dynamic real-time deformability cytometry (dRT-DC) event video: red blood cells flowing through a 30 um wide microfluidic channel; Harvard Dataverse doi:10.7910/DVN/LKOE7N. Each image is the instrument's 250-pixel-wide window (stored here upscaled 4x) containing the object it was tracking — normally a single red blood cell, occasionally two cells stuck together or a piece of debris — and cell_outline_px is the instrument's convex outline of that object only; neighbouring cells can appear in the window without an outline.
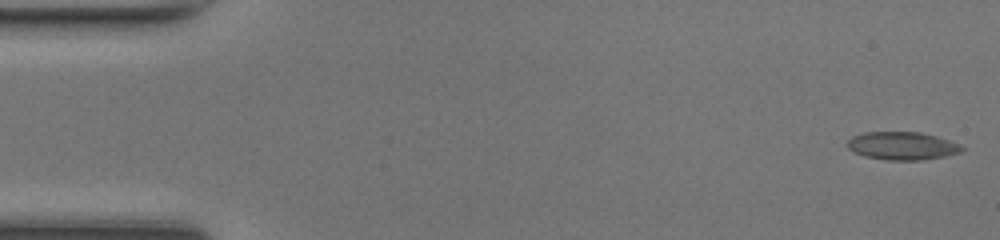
{"species": "common noctule bat (a hibernating species)", "species_latin": "Nyctalus noctula", "temperature_condition": "room temperature", "stored_images_in_passage": 47, "camera_frame_rate_fps": 3000, "um_per_image_px": 0.085, "animal": {"sex": "female", "body_mass_g": 17.0, "forearm_length_mm": 48.0}, "frame": {"image": 1, "passage_image": 1, "time_ms": 0.0, "image_size_px": [1000, 240], "cell_outline_px": [[964, 148], [960, 152], [944, 156], [924, 160], [888, 160], [864, 156], [852, 152], [848, 148], [848, 140], [852, 136], [864, 132], [920, 132], [936, 136], [960, 144]], "centroid_in_image_um": [76.67, 12.4], "position_along_channel_um": 8.3, "area_um2": 18.67}}
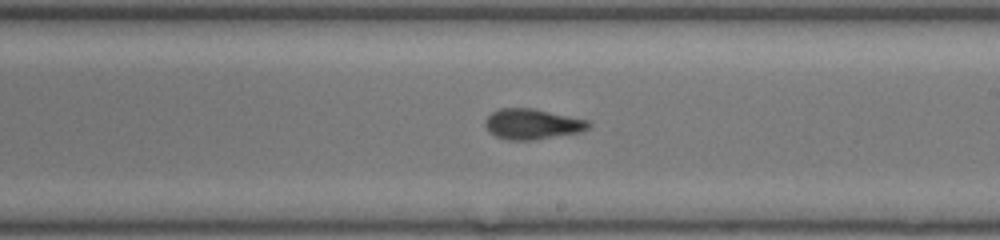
{"frame": {"image": 2, "passage_image": 27, "time_ms": 8.667, "image_size_px": [1000, 240], "cell_outline_px": [[592, 124], [584, 132], [532, 140], [508, 140], [496, 136], [488, 132], [484, 124], [484, 120], [492, 112], [500, 108], [532, 108], [588, 120]], "centroid_in_image_um": [45.24, 10.55], "position_along_channel_um": 243.8, "area_um2": 18.5}}
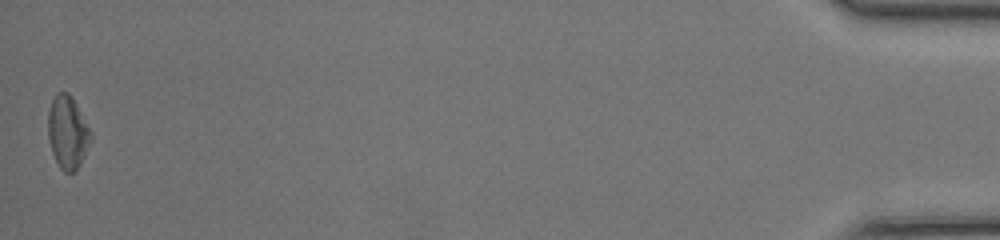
{"frame": {"image": 3, "passage_image": 47, "time_ms": 15.333, "image_size_px": [1000, 240], "cell_outline_px": [[92, 140], [80, 164], [72, 172], [64, 172], [60, 168], [52, 152], [48, 136], [48, 112], [52, 100], [56, 92], [68, 92], [72, 96], [92, 132]], "centroid_in_image_um": [5.76, 11.22], "position_along_channel_um": 429.4, "area_um2": 18.15}, "authors_computed_cell_mechanics": {"area_um2": 18.496, "velocity_mm_per_s": 4.3485, "shape_relaxation_time_tau1_ms": 9.3965, "shape_relaxation_time_tau2_ms": 1.9773, "deformation_change_tau1": 0.2102, "deformation_change_tau2": 0.0842}}